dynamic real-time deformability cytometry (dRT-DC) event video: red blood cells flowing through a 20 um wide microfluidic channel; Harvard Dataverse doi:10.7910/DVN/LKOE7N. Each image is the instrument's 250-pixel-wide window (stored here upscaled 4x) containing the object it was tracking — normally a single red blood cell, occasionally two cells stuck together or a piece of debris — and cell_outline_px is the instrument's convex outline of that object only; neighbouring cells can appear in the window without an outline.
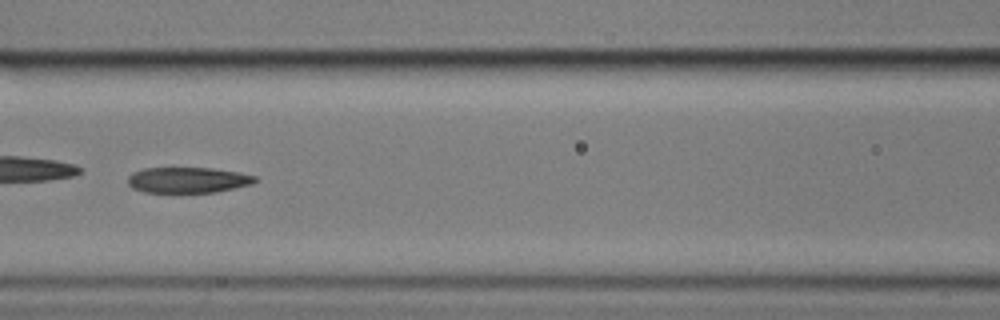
{"species": "common noctule bat (a hibernating species)", "species_latin": "Nyctalus noctula", "temperature_condition": "cold", "stored_images_in_passage": 8, "camera_frame_rate_fps": 3000, "um_per_image_px": 0.085, "animal": {"sex": "male", "body_mass_g": 17.9}, "frame": {"image": 1, "passage_image": 8, "time_ms": 8.333, "image_size_px": [1000, 320], "cell_outline_px": [[260, 180], [252, 184], [216, 192], [144, 192], [132, 188], [128, 184], [128, 176], [132, 172], [144, 168], [212, 168], [240, 172], [256, 176]], "centroid_in_image_um": [15.99, 15.29], "position_along_channel_um": 150.6, "area_um2": 19.19}}